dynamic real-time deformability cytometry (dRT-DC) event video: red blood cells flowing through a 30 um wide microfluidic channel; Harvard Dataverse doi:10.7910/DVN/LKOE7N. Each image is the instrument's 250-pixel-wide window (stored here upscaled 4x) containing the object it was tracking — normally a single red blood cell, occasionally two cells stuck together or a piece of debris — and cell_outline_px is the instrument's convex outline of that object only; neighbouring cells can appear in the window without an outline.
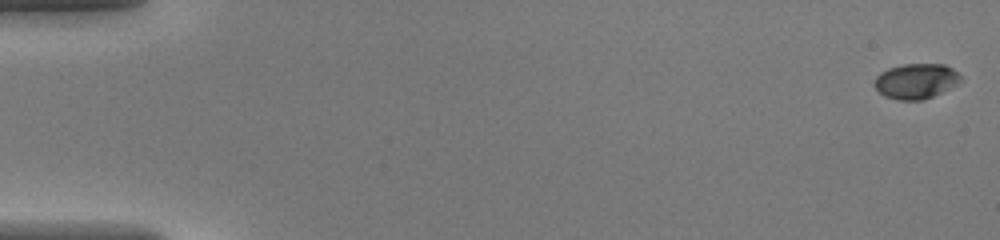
{"species": "common noctule bat (a hibernating species)", "species_latin": "Nyctalus noctula", "temperature_condition": "warm", "stored_images_in_passage": 14, "camera_frame_rate_fps": 3000, "um_per_image_px": 0.085, "animal": {"sex": "female", "body_mass_g": 20.0, "forearm_length_mm": 54.0}, "frame": {"image": 1, "passage_image": 1, "time_ms": 0.0, "image_size_px": [1000, 240], "cell_outline_px": [[960, 84], [924, 100], [900, 100], [884, 96], [872, 84], [876, 76], [880, 72], [888, 68], [904, 64], [944, 64], [952, 68], [960, 76]], "centroid_in_image_um": [77.85, 6.9], "position_along_channel_um": 7.1, "area_um2": 17.8}}